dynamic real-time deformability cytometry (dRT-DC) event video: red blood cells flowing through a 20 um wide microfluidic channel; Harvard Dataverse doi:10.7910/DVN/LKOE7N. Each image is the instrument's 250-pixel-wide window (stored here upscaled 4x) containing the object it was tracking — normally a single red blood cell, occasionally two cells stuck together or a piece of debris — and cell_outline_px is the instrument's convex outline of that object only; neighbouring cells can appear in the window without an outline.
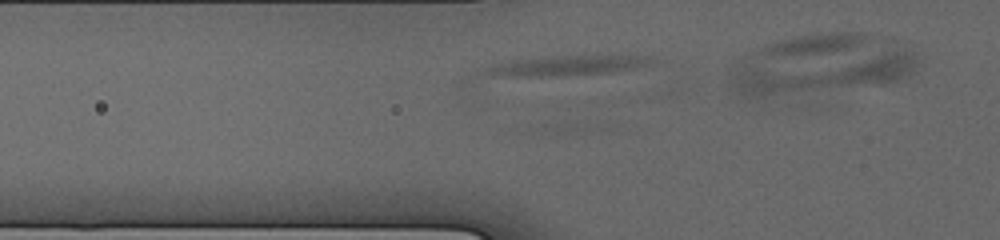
{"species": "human", "species_latin": "Homo sapiens", "temperature_condition": "cold", "stored_images_in_passage": 10, "camera_frame_rate_fps": 3000, "um_per_image_px": 0.085, "donor": {"sex": "male"}, "frame": {"image": 1, "passage_image": 4, "time_ms": 1.333, "image_size_px": [1000, 240], "cell_outline_px": [[656, 60], [648, 64], [636, 68], [608, 72], [560, 76], [512, 76], [484, 72], [484, 68], [492, 64], [508, 60], [552, 56], [640, 56]], "centroid_in_image_um": [48.13, 5.57], "position_along_channel_um": 77.7, "area_um2": 18.73}}